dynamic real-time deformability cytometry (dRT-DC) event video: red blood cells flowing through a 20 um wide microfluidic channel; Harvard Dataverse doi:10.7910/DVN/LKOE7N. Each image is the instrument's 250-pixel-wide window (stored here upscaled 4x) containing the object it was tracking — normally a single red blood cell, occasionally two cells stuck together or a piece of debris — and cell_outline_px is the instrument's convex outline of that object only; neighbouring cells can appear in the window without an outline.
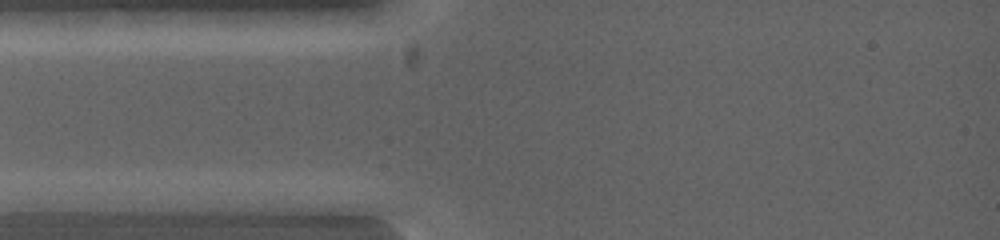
{"species": "common noctule bat (a hibernating species)", "species_latin": "Nyctalus noctula", "temperature_condition": "warm", "stored_images_in_passage": 2, "camera_frame_rate_fps": 5000, "um_per_image_px": 0.085, "animal": {"sex": "female", "body_mass_g": 19.0, "forearm_length_mm": 53.3}, "frame": {"image": 1, "passage_image": 1, "time_ms": 0.0, "image_size_px": [1000, 240], "cell_outline_px": [[120, 200], [88, 212], [16, 212], [12, 200], [64, 192], [92, 192]], "centroid_in_image_um": [5.38, 17.22], "position_along_channel_um": 79.6, "area_um2": 11.73}}